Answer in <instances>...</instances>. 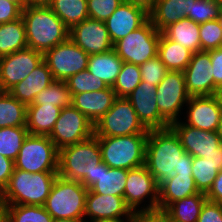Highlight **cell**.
<instances>
[{
  "label": "cell",
  "instance_id": "6da1fadb",
  "mask_svg": "<svg viewBox=\"0 0 222 222\" xmlns=\"http://www.w3.org/2000/svg\"><path fill=\"white\" fill-rule=\"evenodd\" d=\"M102 154L95 135L59 150L58 175L66 180L80 181L88 190L98 182Z\"/></svg>",
  "mask_w": 222,
  "mask_h": 222
},
{
  "label": "cell",
  "instance_id": "7a4b0ae2",
  "mask_svg": "<svg viewBox=\"0 0 222 222\" xmlns=\"http://www.w3.org/2000/svg\"><path fill=\"white\" fill-rule=\"evenodd\" d=\"M28 48L41 53L69 38L70 29L48 6H26L21 15Z\"/></svg>",
  "mask_w": 222,
  "mask_h": 222
},
{
  "label": "cell",
  "instance_id": "3957f363",
  "mask_svg": "<svg viewBox=\"0 0 222 222\" xmlns=\"http://www.w3.org/2000/svg\"><path fill=\"white\" fill-rule=\"evenodd\" d=\"M184 152L178 136L170 127L149 130L145 148V166L160 184L177 175L174 169L178 168Z\"/></svg>",
  "mask_w": 222,
  "mask_h": 222
},
{
  "label": "cell",
  "instance_id": "277c9868",
  "mask_svg": "<svg viewBox=\"0 0 222 222\" xmlns=\"http://www.w3.org/2000/svg\"><path fill=\"white\" fill-rule=\"evenodd\" d=\"M57 176V172L31 173L14 168L0 198L7 205L43 206Z\"/></svg>",
  "mask_w": 222,
  "mask_h": 222
},
{
  "label": "cell",
  "instance_id": "5b68a950",
  "mask_svg": "<svg viewBox=\"0 0 222 222\" xmlns=\"http://www.w3.org/2000/svg\"><path fill=\"white\" fill-rule=\"evenodd\" d=\"M148 134L97 137L102 161L110 168L133 169L145 165Z\"/></svg>",
  "mask_w": 222,
  "mask_h": 222
},
{
  "label": "cell",
  "instance_id": "8992f818",
  "mask_svg": "<svg viewBox=\"0 0 222 222\" xmlns=\"http://www.w3.org/2000/svg\"><path fill=\"white\" fill-rule=\"evenodd\" d=\"M87 191L80 181L58 175L43 207L53 219H84Z\"/></svg>",
  "mask_w": 222,
  "mask_h": 222
},
{
  "label": "cell",
  "instance_id": "52a82bcc",
  "mask_svg": "<svg viewBox=\"0 0 222 222\" xmlns=\"http://www.w3.org/2000/svg\"><path fill=\"white\" fill-rule=\"evenodd\" d=\"M59 149L48 136L31 135L25 138L14 168L26 172H58Z\"/></svg>",
  "mask_w": 222,
  "mask_h": 222
},
{
  "label": "cell",
  "instance_id": "ba28073f",
  "mask_svg": "<svg viewBox=\"0 0 222 222\" xmlns=\"http://www.w3.org/2000/svg\"><path fill=\"white\" fill-rule=\"evenodd\" d=\"M161 32L148 19L141 27L113 44V50L123 62L141 65L158 53Z\"/></svg>",
  "mask_w": 222,
  "mask_h": 222
},
{
  "label": "cell",
  "instance_id": "9c48e42d",
  "mask_svg": "<svg viewBox=\"0 0 222 222\" xmlns=\"http://www.w3.org/2000/svg\"><path fill=\"white\" fill-rule=\"evenodd\" d=\"M148 132L125 97H117L110 110L94 124L96 137L128 136Z\"/></svg>",
  "mask_w": 222,
  "mask_h": 222
},
{
  "label": "cell",
  "instance_id": "30bf717a",
  "mask_svg": "<svg viewBox=\"0 0 222 222\" xmlns=\"http://www.w3.org/2000/svg\"><path fill=\"white\" fill-rule=\"evenodd\" d=\"M94 135V124L73 105L61 109L48 136L60 150L68 145L89 139Z\"/></svg>",
  "mask_w": 222,
  "mask_h": 222
},
{
  "label": "cell",
  "instance_id": "8fae6325",
  "mask_svg": "<svg viewBox=\"0 0 222 222\" xmlns=\"http://www.w3.org/2000/svg\"><path fill=\"white\" fill-rule=\"evenodd\" d=\"M43 55L54 80L65 81L70 76L87 70L89 55L70 38Z\"/></svg>",
  "mask_w": 222,
  "mask_h": 222
},
{
  "label": "cell",
  "instance_id": "7c38bea8",
  "mask_svg": "<svg viewBox=\"0 0 222 222\" xmlns=\"http://www.w3.org/2000/svg\"><path fill=\"white\" fill-rule=\"evenodd\" d=\"M157 107L160 114L171 124L178 121L179 111L189 101L185 76L182 71H168L156 87Z\"/></svg>",
  "mask_w": 222,
  "mask_h": 222
},
{
  "label": "cell",
  "instance_id": "4fadbf2b",
  "mask_svg": "<svg viewBox=\"0 0 222 222\" xmlns=\"http://www.w3.org/2000/svg\"><path fill=\"white\" fill-rule=\"evenodd\" d=\"M148 196H150V204L143 209H137ZM124 199L133 213L158 209L159 184L145 165L128 170Z\"/></svg>",
  "mask_w": 222,
  "mask_h": 222
},
{
  "label": "cell",
  "instance_id": "5bb4252c",
  "mask_svg": "<svg viewBox=\"0 0 222 222\" xmlns=\"http://www.w3.org/2000/svg\"><path fill=\"white\" fill-rule=\"evenodd\" d=\"M43 60V53L28 47L0 57V75L4 91L8 92L23 81Z\"/></svg>",
  "mask_w": 222,
  "mask_h": 222
},
{
  "label": "cell",
  "instance_id": "9a60e30c",
  "mask_svg": "<svg viewBox=\"0 0 222 222\" xmlns=\"http://www.w3.org/2000/svg\"><path fill=\"white\" fill-rule=\"evenodd\" d=\"M69 38L88 55L113 49L105 22L89 17L70 29Z\"/></svg>",
  "mask_w": 222,
  "mask_h": 222
},
{
  "label": "cell",
  "instance_id": "2e32d148",
  "mask_svg": "<svg viewBox=\"0 0 222 222\" xmlns=\"http://www.w3.org/2000/svg\"><path fill=\"white\" fill-rule=\"evenodd\" d=\"M156 95V86L141 80V83L127 97L139 121L147 130L167 129L170 126L159 112Z\"/></svg>",
  "mask_w": 222,
  "mask_h": 222
},
{
  "label": "cell",
  "instance_id": "e0dca14e",
  "mask_svg": "<svg viewBox=\"0 0 222 222\" xmlns=\"http://www.w3.org/2000/svg\"><path fill=\"white\" fill-rule=\"evenodd\" d=\"M213 68L208 51L195 52L183 71L190 96L214 95Z\"/></svg>",
  "mask_w": 222,
  "mask_h": 222
},
{
  "label": "cell",
  "instance_id": "ac0fdd59",
  "mask_svg": "<svg viewBox=\"0 0 222 222\" xmlns=\"http://www.w3.org/2000/svg\"><path fill=\"white\" fill-rule=\"evenodd\" d=\"M169 127L178 136L184 151L193 157L203 158L222 144L216 131L201 130L180 120L171 123Z\"/></svg>",
  "mask_w": 222,
  "mask_h": 222
},
{
  "label": "cell",
  "instance_id": "d6986e66",
  "mask_svg": "<svg viewBox=\"0 0 222 222\" xmlns=\"http://www.w3.org/2000/svg\"><path fill=\"white\" fill-rule=\"evenodd\" d=\"M84 216H90V222L108 219H121L125 216L127 221H133L134 213L126 205L121 196L102 195L87 191Z\"/></svg>",
  "mask_w": 222,
  "mask_h": 222
},
{
  "label": "cell",
  "instance_id": "ffe728a7",
  "mask_svg": "<svg viewBox=\"0 0 222 222\" xmlns=\"http://www.w3.org/2000/svg\"><path fill=\"white\" fill-rule=\"evenodd\" d=\"M148 19L149 12L145 8L123 1L105 24L114 44L141 27Z\"/></svg>",
  "mask_w": 222,
  "mask_h": 222
},
{
  "label": "cell",
  "instance_id": "44dd1931",
  "mask_svg": "<svg viewBox=\"0 0 222 222\" xmlns=\"http://www.w3.org/2000/svg\"><path fill=\"white\" fill-rule=\"evenodd\" d=\"M187 103L188 123L185 124L205 131H216L222 109L214 95L190 96Z\"/></svg>",
  "mask_w": 222,
  "mask_h": 222
},
{
  "label": "cell",
  "instance_id": "7402d4cb",
  "mask_svg": "<svg viewBox=\"0 0 222 222\" xmlns=\"http://www.w3.org/2000/svg\"><path fill=\"white\" fill-rule=\"evenodd\" d=\"M116 93L112 87L94 92H84L74 94L72 105L83 113L93 124L105 114L112 107Z\"/></svg>",
  "mask_w": 222,
  "mask_h": 222
},
{
  "label": "cell",
  "instance_id": "603a6c76",
  "mask_svg": "<svg viewBox=\"0 0 222 222\" xmlns=\"http://www.w3.org/2000/svg\"><path fill=\"white\" fill-rule=\"evenodd\" d=\"M54 80L47 63L43 60L21 82L12 87L8 92L26 106L33 103L37 94L47 88Z\"/></svg>",
  "mask_w": 222,
  "mask_h": 222
},
{
  "label": "cell",
  "instance_id": "cb8c5ba5",
  "mask_svg": "<svg viewBox=\"0 0 222 222\" xmlns=\"http://www.w3.org/2000/svg\"><path fill=\"white\" fill-rule=\"evenodd\" d=\"M196 0H157L149 11V19L162 32L170 24L187 17Z\"/></svg>",
  "mask_w": 222,
  "mask_h": 222
},
{
  "label": "cell",
  "instance_id": "d4e9b609",
  "mask_svg": "<svg viewBox=\"0 0 222 222\" xmlns=\"http://www.w3.org/2000/svg\"><path fill=\"white\" fill-rule=\"evenodd\" d=\"M201 193L198 191L192 174H179L159 184L158 209L166 210L173 202Z\"/></svg>",
  "mask_w": 222,
  "mask_h": 222
},
{
  "label": "cell",
  "instance_id": "484cf974",
  "mask_svg": "<svg viewBox=\"0 0 222 222\" xmlns=\"http://www.w3.org/2000/svg\"><path fill=\"white\" fill-rule=\"evenodd\" d=\"M61 108L53 105H28L26 128L31 135L49 136Z\"/></svg>",
  "mask_w": 222,
  "mask_h": 222
},
{
  "label": "cell",
  "instance_id": "4316f807",
  "mask_svg": "<svg viewBox=\"0 0 222 222\" xmlns=\"http://www.w3.org/2000/svg\"><path fill=\"white\" fill-rule=\"evenodd\" d=\"M123 65L122 59L112 49L105 53L89 55L87 70L113 87Z\"/></svg>",
  "mask_w": 222,
  "mask_h": 222
},
{
  "label": "cell",
  "instance_id": "83f0119b",
  "mask_svg": "<svg viewBox=\"0 0 222 222\" xmlns=\"http://www.w3.org/2000/svg\"><path fill=\"white\" fill-rule=\"evenodd\" d=\"M193 52L177 42L168 39L162 32L158 42L157 56L169 71H184Z\"/></svg>",
  "mask_w": 222,
  "mask_h": 222
},
{
  "label": "cell",
  "instance_id": "f1b7e54d",
  "mask_svg": "<svg viewBox=\"0 0 222 222\" xmlns=\"http://www.w3.org/2000/svg\"><path fill=\"white\" fill-rule=\"evenodd\" d=\"M199 30V24L185 17L178 22L170 24L162 33L168 39L195 53L201 51Z\"/></svg>",
  "mask_w": 222,
  "mask_h": 222
},
{
  "label": "cell",
  "instance_id": "f546056e",
  "mask_svg": "<svg viewBox=\"0 0 222 222\" xmlns=\"http://www.w3.org/2000/svg\"><path fill=\"white\" fill-rule=\"evenodd\" d=\"M127 176L128 170L110 168L102 161L100 163L98 182L89 190L97 194L121 196L124 198Z\"/></svg>",
  "mask_w": 222,
  "mask_h": 222
},
{
  "label": "cell",
  "instance_id": "4dcf8cb0",
  "mask_svg": "<svg viewBox=\"0 0 222 222\" xmlns=\"http://www.w3.org/2000/svg\"><path fill=\"white\" fill-rule=\"evenodd\" d=\"M27 47L25 25L22 17L0 24V57Z\"/></svg>",
  "mask_w": 222,
  "mask_h": 222
},
{
  "label": "cell",
  "instance_id": "1f68e13d",
  "mask_svg": "<svg viewBox=\"0 0 222 222\" xmlns=\"http://www.w3.org/2000/svg\"><path fill=\"white\" fill-rule=\"evenodd\" d=\"M206 200L204 193H197L173 202L165 212L172 222H197Z\"/></svg>",
  "mask_w": 222,
  "mask_h": 222
},
{
  "label": "cell",
  "instance_id": "d6a6232c",
  "mask_svg": "<svg viewBox=\"0 0 222 222\" xmlns=\"http://www.w3.org/2000/svg\"><path fill=\"white\" fill-rule=\"evenodd\" d=\"M27 106L9 92L0 95V128L26 127Z\"/></svg>",
  "mask_w": 222,
  "mask_h": 222
},
{
  "label": "cell",
  "instance_id": "836d02e7",
  "mask_svg": "<svg viewBox=\"0 0 222 222\" xmlns=\"http://www.w3.org/2000/svg\"><path fill=\"white\" fill-rule=\"evenodd\" d=\"M48 7L69 29L88 18L87 0H52Z\"/></svg>",
  "mask_w": 222,
  "mask_h": 222
},
{
  "label": "cell",
  "instance_id": "e575fe53",
  "mask_svg": "<svg viewBox=\"0 0 222 222\" xmlns=\"http://www.w3.org/2000/svg\"><path fill=\"white\" fill-rule=\"evenodd\" d=\"M73 95L66 81L55 80L47 88L36 95L30 105H53L61 109L72 105Z\"/></svg>",
  "mask_w": 222,
  "mask_h": 222
},
{
  "label": "cell",
  "instance_id": "d590c367",
  "mask_svg": "<svg viewBox=\"0 0 222 222\" xmlns=\"http://www.w3.org/2000/svg\"><path fill=\"white\" fill-rule=\"evenodd\" d=\"M28 134L26 127L0 128V155L15 161Z\"/></svg>",
  "mask_w": 222,
  "mask_h": 222
},
{
  "label": "cell",
  "instance_id": "8d00e7d4",
  "mask_svg": "<svg viewBox=\"0 0 222 222\" xmlns=\"http://www.w3.org/2000/svg\"><path fill=\"white\" fill-rule=\"evenodd\" d=\"M141 83L139 65L123 62L121 71L112 87L117 97L127 98L132 91Z\"/></svg>",
  "mask_w": 222,
  "mask_h": 222
},
{
  "label": "cell",
  "instance_id": "74e56055",
  "mask_svg": "<svg viewBox=\"0 0 222 222\" xmlns=\"http://www.w3.org/2000/svg\"><path fill=\"white\" fill-rule=\"evenodd\" d=\"M8 222H52L53 218L43 206L7 205Z\"/></svg>",
  "mask_w": 222,
  "mask_h": 222
},
{
  "label": "cell",
  "instance_id": "f35d334b",
  "mask_svg": "<svg viewBox=\"0 0 222 222\" xmlns=\"http://www.w3.org/2000/svg\"><path fill=\"white\" fill-rule=\"evenodd\" d=\"M219 170L215 165L200 158L194 157L192 161V176L199 192L206 194L217 177Z\"/></svg>",
  "mask_w": 222,
  "mask_h": 222
},
{
  "label": "cell",
  "instance_id": "ab89813d",
  "mask_svg": "<svg viewBox=\"0 0 222 222\" xmlns=\"http://www.w3.org/2000/svg\"><path fill=\"white\" fill-rule=\"evenodd\" d=\"M65 81L72 95L100 91L108 87L100 78L92 75L88 70L80 71Z\"/></svg>",
  "mask_w": 222,
  "mask_h": 222
},
{
  "label": "cell",
  "instance_id": "60d3db41",
  "mask_svg": "<svg viewBox=\"0 0 222 222\" xmlns=\"http://www.w3.org/2000/svg\"><path fill=\"white\" fill-rule=\"evenodd\" d=\"M221 12L222 2L218 0H196L187 18L197 24H202L210 20L218 19Z\"/></svg>",
  "mask_w": 222,
  "mask_h": 222
},
{
  "label": "cell",
  "instance_id": "b9f144b4",
  "mask_svg": "<svg viewBox=\"0 0 222 222\" xmlns=\"http://www.w3.org/2000/svg\"><path fill=\"white\" fill-rule=\"evenodd\" d=\"M201 51L222 47V28L218 19L199 24Z\"/></svg>",
  "mask_w": 222,
  "mask_h": 222
},
{
  "label": "cell",
  "instance_id": "7bdbcfd3",
  "mask_svg": "<svg viewBox=\"0 0 222 222\" xmlns=\"http://www.w3.org/2000/svg\"><path fill=\"white\" fill-rule=\"evenodd\" d=\"M139 68L141 80L156 87L169 71L158 56L139 65Z\"/></svg>",
  "mask_w": 222,
  "mask_h": 222
},
{
  "label": "cell",
  "instance_id": "ee69618b",
  "mask_svg": "<svg viewBox=\"0 0 222 222\" xmlns=\"http://www.w3.org/2000/svg\"><path fill=\"white\" fill-rule=\"evenodd\" d=\"M124 0H87L88 17L106 21Z\"/></svg>",
  "mask_w": 222,
  "mask_h": 222
},
{
  "label": "cell",
  "instance_id": "f6af8a7d",
  "mask_svg": "<svg viewBox=\"0 0 222 222\" xmlns=\"http://www.w3.org/2000/svg\"><path fill=\"white\" fill-rule=\"evenodd\" d=\"M197 222H222V204L206 200Z\"/></svg>",
  "mask_w": 222,
  "mask_h": 222
},
{
  "label": "cell",
  "instance_id": "bcb514c9",
  "mask_svg": "<svg viewBox=\"0 0 222 222\" xmlns=\"http://www.w3.org/2000/svg\"><path fill=\"white\" fill-rule=\"evenodd\" d=\"M22 9L8 0H0V24L14 21L20 18Z\"/></svg>",
  "mask_w": 222,
  "mask_h": 222
},
{
  "label": "cell",
  "instance_id": "7dc6e473",
  "mask_svg": "<svg viewBox=\"0 0 222 222\" xmlns=\"http://www.w3.org/2000/svg\"><path fill=\"white\" fill-rule=\"evenodd\" d=\"M132 222H171L169 215L164 210L137 211Z\"/></svg>",
  "mask_w": 222,
  "mask_h": 222
},
{
  "label": "cell",
  "instance_id": "c3c4849f",
  "mask_svg": "<svg viewBox=\"0 0 222 222\" xmlns=\"http://www.w3.org/2000/svg\"><path fill=\"white\" fill-rule=\"evenodd\" d=\"M211 58L214 79V94L218 86L222 85V47L208 51Z\"/></svg>",
  "mask_w": 222,
  "mask_h": 222
},
{
  "label": "cell",
  "instance_id": "681fc988",
  "mask_svg": "<svg viewBox=\"0 0 222 222\" xmlns=\"http://www.w3.org/2000/svg\"><path fill=\"white\" fill-rule=\"evenodd\" d=\"M14 170V161L0 155V192L8 184Z\"/></svg>",
  "mask_w": 222,
  "mask_h": 222
},
{
  "label": "cell",
  "instance_id": "f907efd6",
  "mask_svg": "<svg viewBox=\"0 0 222 222\" xmlns=\"http://www.w3.org/2000/svg\"><path fill=\"white\" fill-rule=\"evenodd\" d=\"M205 195L207 200L222 204V170L219 171L211 188Z\"/></svg>",
  "mask_w": 222,
  "mask_h": 222
},
{
  "label": "cell",
  "instance_id": "816d5d0a",
  "mask_svg": "<svg viewBox=\"0 0 222 222\" xmlns=\"http://www.w3.org/2000/svg\"><path fill=\"white\" fill-rule=\"evenodd\" d=\"M193 156H191L186 151L181 155L180 164L178 165L177 169H174L179 174H192V161Z\"/></svg>",
  "mask_w": 222,
  "mask_h": 222
},
{
  "label": "cell",
  "instance_id": "f5cc1de1",
  "mask_svg": "<svg viewBox=\"0 0 222 222\" xmlns=\"http://www.w3.org/2000/svg\"><path fill=\"white\" fill-rule=\"evenodd\" d=\"M202 159L215 165V168L219 171L222 170V144L214 152L207 154Z\"/></svg>",
  "mask_w": 222,
  "mask_h": 222
},
{
  "label": "cell",
  "instance_id": "db71d44e",
  "mask_svg": "<svg viewBox=\"0 0 222 222\" xmlns=\"http://www.w3.org/2000/svg\"><path fill=\"white\" fill-rule=\"evenodd\" d=\"M135 5L145 8L148 12L154 7L157 0H124Z\"/></svg>",
  "mask_w": 222,
  "mask_h": 222
},
{
  "label": "cell",
  "instance_id": "11a10c76",
  "mask_svg": "<svg viewBox=\"0 0 222 222\" xmlns=\"http://www.w3.org/2000/svg\"><path fill=\"white\" fill-rule=\"evenodd\" d=\"M0 222H8L7 204L0 198Z\"/></svg>",
  "mask_w": 222,
  "mask_h": 222
},
{
  "label": "cell",
  "instance_id": "9f6ffc18",
  "mask_svg": "<svg viewBox=\"0 0 222 222\" xmlns=\"http://www.w3.org/2000/svg\"><path fill=\"white\" fill-rule=\"evenodd\" d=\"M52 0H27L28 6H48Z\"/></svg>",
  "mask_w": 222,
  "mask_h": 222
},
{
  "label": "cell",
  "instance_id": "6f0895ef",
  "mask_svg": "<svg viewBox=\"0 0 222 222\" xmlns=\"http://www.w3.org/2000/svg\"><path fill=\"white\" fill-rule=\"evenodd\" d=\"M214 96L216 97L218 104L220 108L222 109V85L217 87Z\"/></svg>",
  "mask_w": 222,
  "mask_h": 222
},
{
  "label": "cell",
  "instance_id": "680465c9",
  "mask_svg": "<svg viewBox=\"0 0 222 222\" xmlns=\"http://www.w3.org/2000/svg\"><path fill=\"white\" fill-rule=\"evenodd\" d=\"M52 222H86L83 219H68V218H61V219H53Z\"/></svg>",
  "mask_w": 222,
  "mask_h": 222
},
{
  "label": "cell",
  "instance_id": "91938a15",
  "mask_svg": "<svg viewBox=\"0 0 222 222\" xmlns=\"http://www.w3.org/2000/svg\"><path fill=\"white\" fill-rule=\"evenodd\" d=\"M17 4L22 10L27 6V0H8Z\"/></svg>",
  "mask_w": 222,
  "mask_h": 222
},
{
  "label": "cell",
  "instance_id": "94428289",
  "mask_svg": "<svg viewBox=\"0 0 222 222\" xmlns=\"http://www.w3.org/2000/svg\"><path fill=\"white\" fill-rule=\"evenodd\" d=\"M216 133L218 134V136L220 137V139L222 141V112H221V116H220V121L217 125Z\"/></svg>",
  "mask_w": 222,
  "mask_h": 222
},
{
  "label": "cell",
  "instance_id": "6125c7cd",
  "mask_svg": "<svg viewBox=\"0 0 222 222\" xmlns=\"http://www.w3.org/2000/svg\"><path fill=\"white\" fill-rule=\"evenodd\" d=\"M97 222H124L123 219H108V220H101ZM126 222H132V221H126Z\"/></svg>",
  "mask_w": 222,
  "mask_h": 222
},
{
  "label": "cell",
  "instance_id": "be15d7a7",
  "mask_svg": "<svg viewBox=\"0 0 222 222\" xmlns=\"http://www.w3.org/2000/svg\"><path fill=\"white\" fill-rule=\"evenodd\" d=\"M4 92H5V91H4L3 87H2L1 75H0V95H1L2 93H4Z\"/></svg>",
  "mask_w": 222,
  "mask_h": 222
},
{
  "label": "cell",
  "instance_id": "e7e4bbea",
  "mask_svg": "<svg viewBox=\"0 0 222 222\" xmlns=\"http://www.w3.org/2000/svg\"><path fill=\"white\" fill-rule=\"evenodd\" d=\"M218 21H219L221 28H222V12L220 13V15L218 17Z\"/></svg>",
  "mask_w": 222,
  "mask_h": 222
}]
</instances>
